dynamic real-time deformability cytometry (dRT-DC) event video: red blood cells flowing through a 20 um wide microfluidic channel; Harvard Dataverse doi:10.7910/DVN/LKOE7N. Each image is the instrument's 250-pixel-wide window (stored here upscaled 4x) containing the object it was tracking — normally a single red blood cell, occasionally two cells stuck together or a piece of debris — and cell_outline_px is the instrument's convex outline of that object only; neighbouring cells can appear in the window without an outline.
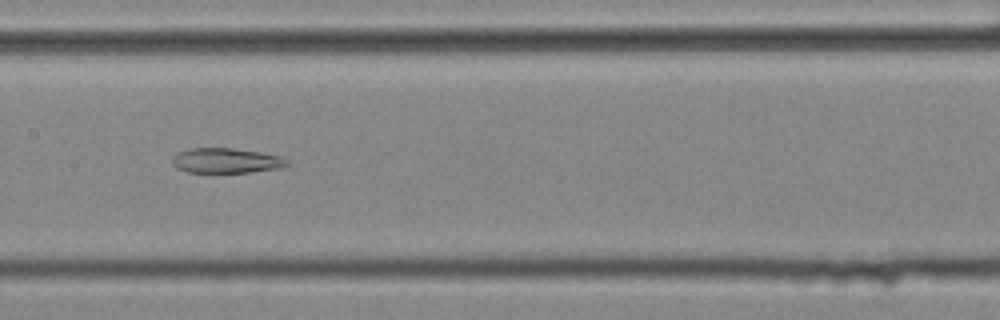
{"species": "common noctule bat (a hibernating species)", "species_latin": "Nyctalus noctula", "temperature_condition": "cold", "stored_images_in_passage": 56, "segment_of_instrument_passage": [2, 2], "camera_frame_rate_fps": 3000, "um_per_image_px": 0.085, "animal": {"sex": "female", "body_mass_g": 25.1}, "frame": {"image": 1, "passage_image": 28, "time_ms": 9.0, "image_size_px": [1000, 320], "cell_outline_px": [[288, 164], [276, 168], [248, 172], [188, 172], [176, 168], [172, 164], [172, 156], [188, 148], [232, 148], [260, 152], [280, 156], [288, 160]], "centroid_in_image_um": [19.17, 13.64], "position_along_channel_um": 188.2, "area_um2": 16.53}}
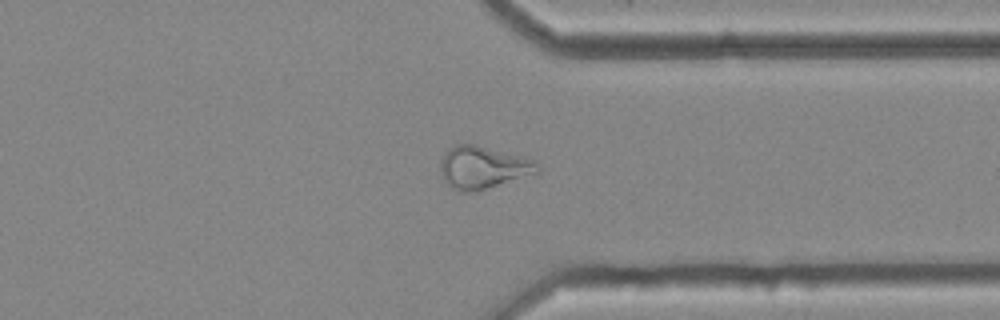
{"frame": {"image": 2, "passage_image": 43, "time_ms": 14.0, "image_size_px": [1000, 320], "cell_outline_px": [[540, 172], [476, 192], [460, 192], [452, 188], [444, 180], [440, 172], [440, 164], [448, 148], [456, 144], [476, 144], [524, 156], [536, 160], [540, 168]], "centroid_in_image_um": [41.08, 14.23], "position_along_channel_um": 370.3, "area_um2": 24.33}}
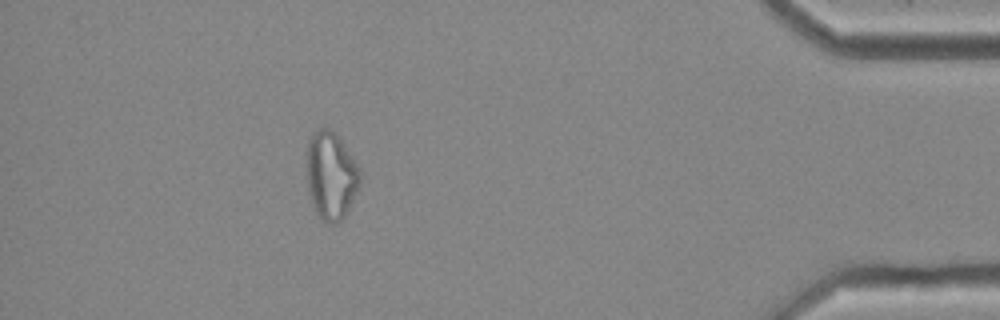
{"frame": {"image": 3, "passage_image": 50, "time_ms": 16.333, "image_size_px": [1000, 320], "cell_outline_px": [[360, 184], [348, 212], [336, 224], [328, 224], [316, 212], [308, 192], [308, 140], [312, 132], [316, 128], [328, 128], [340, 140], [356, 164], [360, 172]], "centroid_in_image_um": [28.13, 14.95], "position_along_channel_um": 407.1, "area_um2": 26.76}}